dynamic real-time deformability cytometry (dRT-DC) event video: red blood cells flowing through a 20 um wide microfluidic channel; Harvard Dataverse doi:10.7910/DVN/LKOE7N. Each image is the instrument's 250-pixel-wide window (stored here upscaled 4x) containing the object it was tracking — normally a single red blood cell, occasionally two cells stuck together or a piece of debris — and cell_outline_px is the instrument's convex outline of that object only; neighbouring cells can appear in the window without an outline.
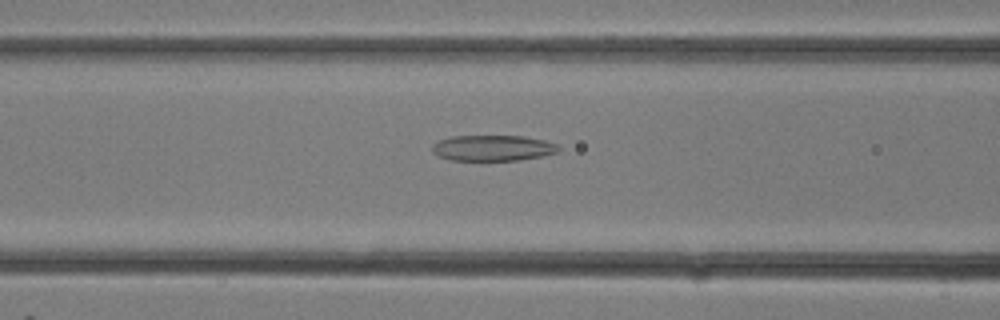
{"species": "common noctule bat (a hibernating species)", "species_latin": "Nyctalus noctula", "temperature_condition": "room temperature", "stored_images_in_passage": 16, "camera_frame_rate_fps": 3000, "um_per_image_px": 0.085, "animal": {"sex": "female"}, "frame": {"image": 1, "passage_image": 12, "time_ms": 3.667, "image_size_px": [1000, 320], "cell_outline_px": [[560, 148], [556, 152], [544, 156], [520, 160], [452, 160], [440, 156], [432, 152], [432, 144], [436, 140], [452, 136], [524, 136], [544, 140], [556, 144]], "centroid_in_image_um": [41.87, 12.57], "position_along_channel_um": 124.7, "area_um2": 19.02}}
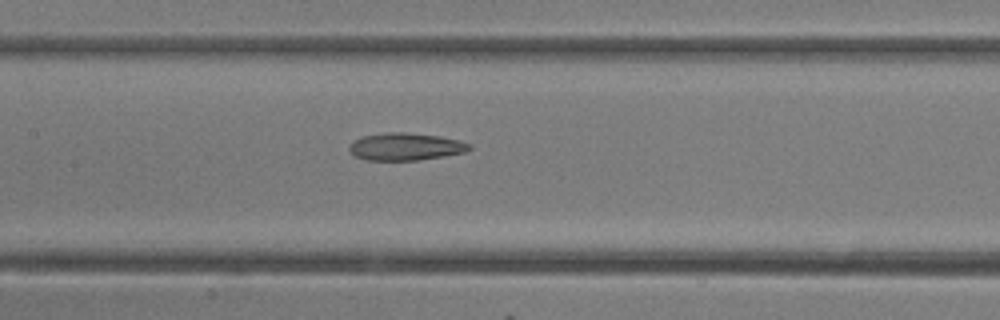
{"frame": {"image": 2, "passage_image": 14, "time_ms": 4.333, "image_size_px": [1000, 320], "cell_outline_px": [[472, 148], [464, 152], [444, 156], [416, 160], [368, 160], [356, 156], [348, 148], [352, 140], [364, 136], [384, 132], [404, 132], [440, 136], [460, 140], [472, 144]], "centroid_in_image_um": [34.49, 12.45], "position_along_channel_um": 172.9, "area_um2": 19.19}}
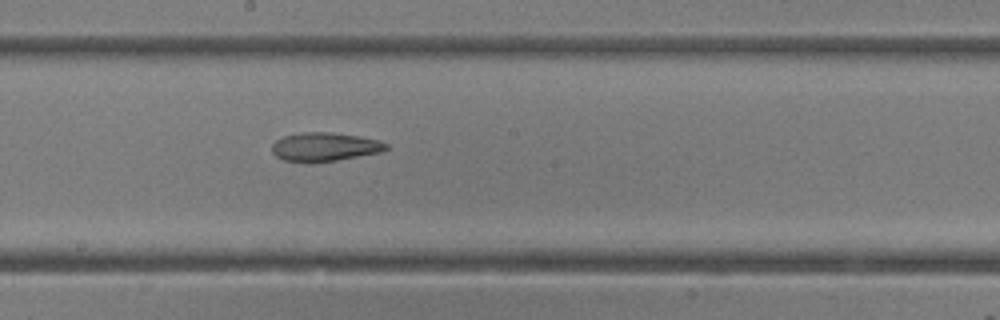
{"frame": {"image": 3, "passage_image": 16, "time_ms": 5.0, "image_size_px": [1000, 320], "cell_outline_px": [[388, 148], [380, 152], [336, 160], [312, 164], [308, 164], [284, 160], [276, 156], [272, 152], [272, 144], [276, 140], [284, 136], [304, 132], [328, 132], [356, 136], [380, 140], [388, 144]], "centroid_in_image_um": [27.56, 12.5], "position_along_channel_um": 220.6, "area_um2": 19.19}}